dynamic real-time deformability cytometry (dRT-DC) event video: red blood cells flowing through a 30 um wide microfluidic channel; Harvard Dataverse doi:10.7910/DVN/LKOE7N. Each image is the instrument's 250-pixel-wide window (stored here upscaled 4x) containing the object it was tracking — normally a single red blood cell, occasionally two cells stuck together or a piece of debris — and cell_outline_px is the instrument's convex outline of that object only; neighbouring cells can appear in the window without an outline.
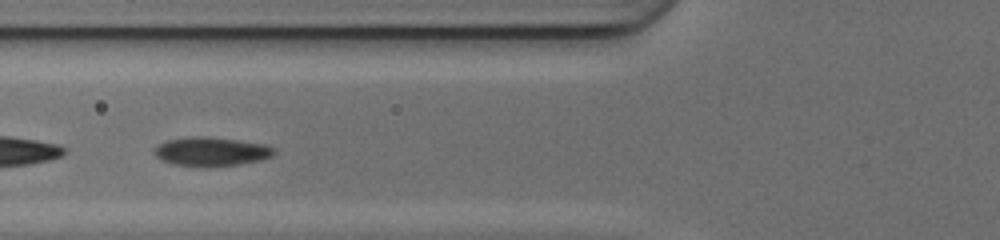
{"species": "common noctule bat (a hibernating species)", "species_latin": "Nyctalus noctula", "temperature_condition": "cold", "stored_images_in_passage": 38, "camera_frame_rate_fps": 3000, "um_per_image_px": 0.085, "animal": {"sex": "female", "body_mass_g": 17.0, "forearm_length_mm": 48.0}, "frame": {"image": 1, "passage_image": 8, "time_ms": 2.333, "image_size_px": [1000, 240], "cell_outline_px": [[276, 152], [272, 156], [260, 160], [240, 164], [212, 168], [208, 168], [172, 164], [160, 160], [152, 152], [160, 144], [168, 140], [188, 136], [204, 136], [236, 140], [264, 144], [276, 148]], "centroid_in_image_um": [17.95, 12.9], "position_along_channel_um": 107.8, "area_um2": 20.52}}
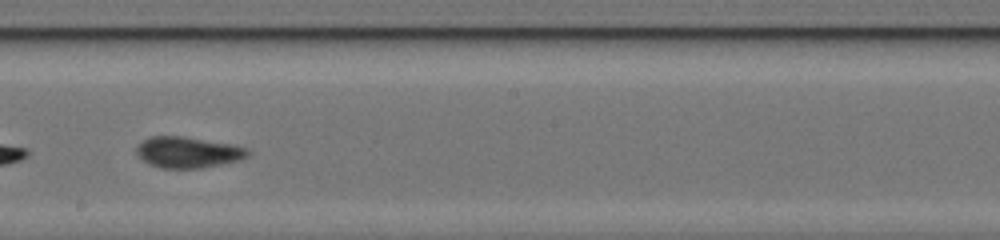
{"frame": {"image": 2, "passage_image": 17, "time_ms": 5.333, "image_size_px": [1000, 240], "cell_outline_px": [[252, 152], [248, 156], [240, 160], [200, 168], [160, 168], [144, 160], [136, 152], [136, 148], [144, 140], [152, 136], [184, 136], [232, 144], [244, 148]], "centroid_in_image_um": [16.01, 12.94], "position_along_channel_um": 232.2, "area_um2": 19.88}}
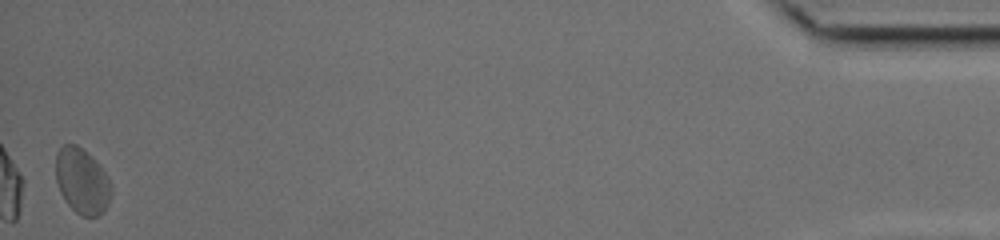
{"frame": {"image": 3, "passage_image": 38, "time_ms": 12.333, "image_size_px": [1000, 240], "cell_outline_px": [[112, 192], [108, 204], [104, 212], [100, 216], [80, 216], [64, 200], [60, 192], [56, 180], [56, 156], [60, 148], [64, 144], [76, 144], [92, 156], [104, 172], [112, 188]], "centroid_in_image_um": [6.97, 15.41], "position_along_channel_um": 428.2, "area_um2": 21.15}, "authors_computed_cell_mechanics": {"area_um2": 19.9121, "velocity_mm_per_s": 4.148, "shape_relaxation_time_tau1_ms": 3.7419, "shape_relaxation_time_tau2_ms": 1.9348, "deformation_change_tau1": 0.0876, "deformation_change_tau2": 0.0689}}